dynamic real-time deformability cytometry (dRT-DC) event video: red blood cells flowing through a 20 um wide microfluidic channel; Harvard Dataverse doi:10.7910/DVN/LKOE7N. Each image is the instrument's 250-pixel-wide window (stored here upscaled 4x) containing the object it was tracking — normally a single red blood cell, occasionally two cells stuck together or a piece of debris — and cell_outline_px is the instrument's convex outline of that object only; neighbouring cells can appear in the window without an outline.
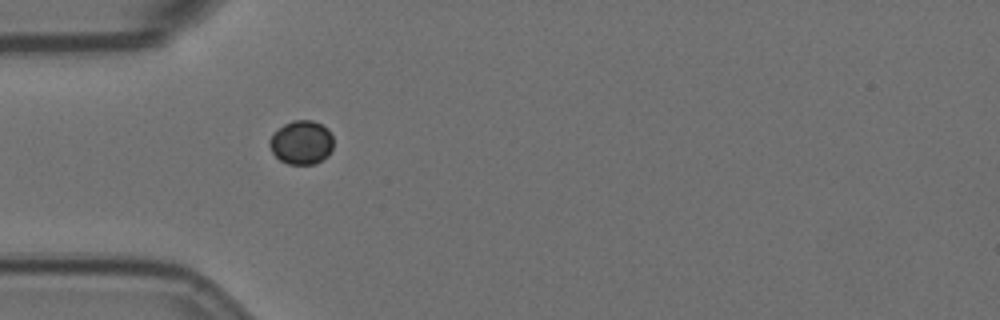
{"species": "Egyptian fruit bat (a non-hibernating species)", "species_latin": "Rousettus aegyptiacus", "temperature_condition": "room temperature", "stored_images_in_passage": 4, "camera_frame_rate_fps": 3000, "um_per_image_px": 0.085, "animal": {"sex": "female"}, "frame": {"image": 1, "passage_image": 4, "time_ms": 5.0, "image_size_px": [1000, 320], "cell_outline_px": [[332, 148], [328, 156], [316, 164], [288, 164], [280, 160], [272, 152], [268, 144], [268, 140], [284, 124], [292, 120], [312, 120], [328, 128], [332, 136]], "centroid_in_image_um": [25.63, 12.12], "position_along_channel_um": 59.4, "area_um2": 16.3}}